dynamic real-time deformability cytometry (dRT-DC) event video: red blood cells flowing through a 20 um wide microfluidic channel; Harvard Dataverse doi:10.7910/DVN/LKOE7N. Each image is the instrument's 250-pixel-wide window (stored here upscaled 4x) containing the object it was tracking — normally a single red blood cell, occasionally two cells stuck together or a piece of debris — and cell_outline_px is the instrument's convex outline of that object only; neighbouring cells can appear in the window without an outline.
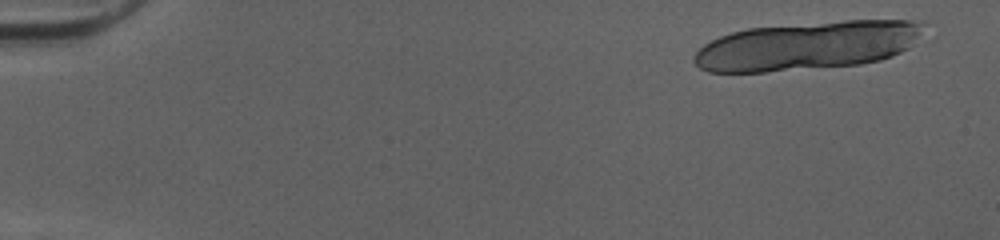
{"species": "human", "species_latin": "Homo sapiens", "temperature_condition": "cold", "stored_images_in_passage": 19, "camera_frame_rate_fps": 3000, "um_per_image_px": 0.085, "donor": {"sex": "female"}, "frame": {"image": 1, "passage_image": 3, "time_ms": 0.667, "image_size_px": [1000, 240], "cell_outline_px": [[928, 24], [924, 36], [908, 48], [892, 56], [880, 60], [860, 64], [764, 72], [708, 72], [700, 68], [692, 60], [692, 56], [704, 44], [720, 36], [732, 32], [748, 28], [844, 20], [924, 20]], "centroid_in_image_um": [68.72, 3.87], "position_along_channel_um": 16.3, "area_um2": 65.55}}